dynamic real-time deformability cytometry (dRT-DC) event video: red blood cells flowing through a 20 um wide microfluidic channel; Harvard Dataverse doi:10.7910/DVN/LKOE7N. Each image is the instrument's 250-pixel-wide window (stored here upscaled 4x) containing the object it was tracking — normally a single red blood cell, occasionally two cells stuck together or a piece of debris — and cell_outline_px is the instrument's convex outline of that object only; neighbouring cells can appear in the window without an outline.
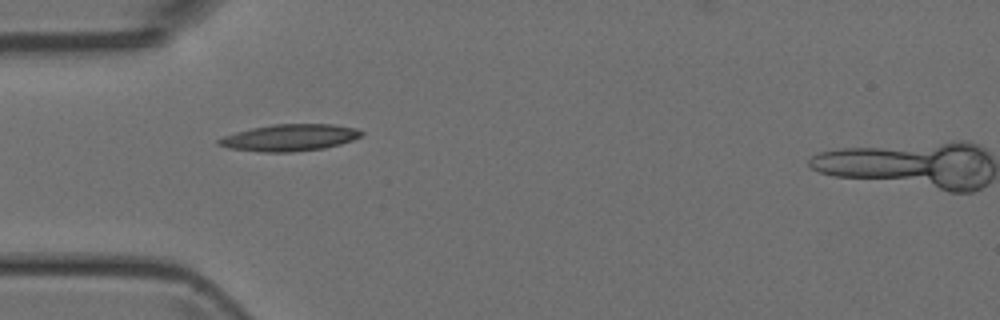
{"species": "Egyptian fruit bat (a non-hibernating species)", "species_latin": "Rousettus aegyptiacus", "temperature_condition": "room temperature", "stored_images_in_passage": 5, "camera_frame_rate_fps": 3000, "um_per_image_px": 0.085, "animal": {"sex": "female"}, "frame": {"image": 1, "passage_image": 4, "time_ms": 4.333, "image_size_px": [1000, 320], "cell_outline_px": [[364, 132], [360, 136], [352, 140], [340, 144], [324, 148], [292, 152], [260, 152], [228, 148], [216, 144], [216, 140], [224, 136], [236, 132], [252, 128], [272, 124], [332, 124], [356, 128]], "centroid_in_image_um": [24.59, 11.7], "position_along_channel_um": 60.4, "area_um2": 22.25}}
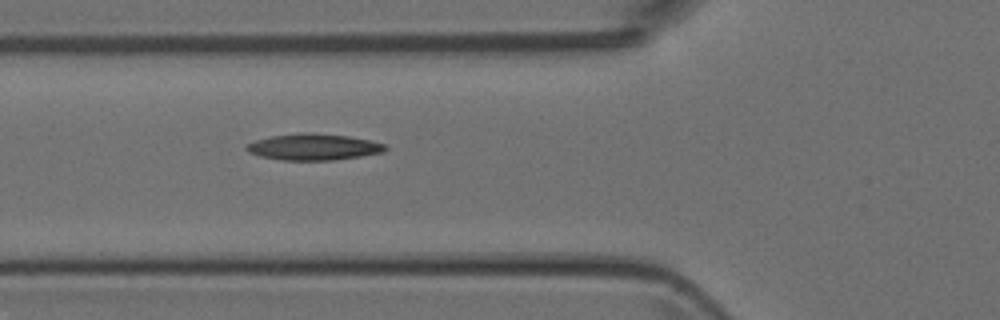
{"frame": {"image": 2, "passage_image": 5, "time_ms": 5.333, "image_size_px": [1000, 320], "cell_outline_px": [[388, 148], [384, 152], [360, 156], [332, 160], [284, 160], [260, 156], [248, 152], [244, 148], [248, 144], [256, 140], [272, 136], [300, 132], [312, 132], [348, 136], [368, 140], [384, 144]], "centroid_in_image_um": [26.64, 12.48], "position_along_channel_um": 99.2, "area_um2": 21.21}}